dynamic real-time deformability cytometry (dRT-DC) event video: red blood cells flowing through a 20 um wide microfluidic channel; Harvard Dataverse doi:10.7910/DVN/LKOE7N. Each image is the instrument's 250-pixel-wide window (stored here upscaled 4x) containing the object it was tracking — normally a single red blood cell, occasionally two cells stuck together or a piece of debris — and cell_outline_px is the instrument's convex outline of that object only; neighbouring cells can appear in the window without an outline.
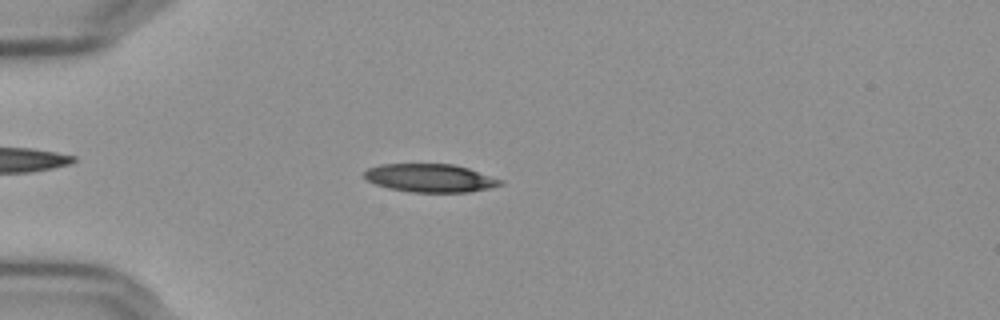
{"species": "Egyptian fruit bat (a non-hibernating species)", "species_latin": "Rousettus aegyptiacus", "temperature_condition": "cold", "stored_images_in_passage": 56, "camera_frame_rate_fps": 3000, "um_per_image_px": 0.085, "frame": {"image": 1, "passage_image": 16, "time_ms": 5.0, "image_size_px": [1000, 320], "cell_outline_px": [[504, 184], [488, 188], [468, 192], [408, 192], [388, 188], [376, 184], [368, 180], [364, 176], [364, 172], [368, 168], [380, 164], [452, 164], [468, 168], [504, 180]], "centroid_in_image_um": [36.57, 15.13], "position_along_channel_um": 48.4, "area_um2": 22.37}}
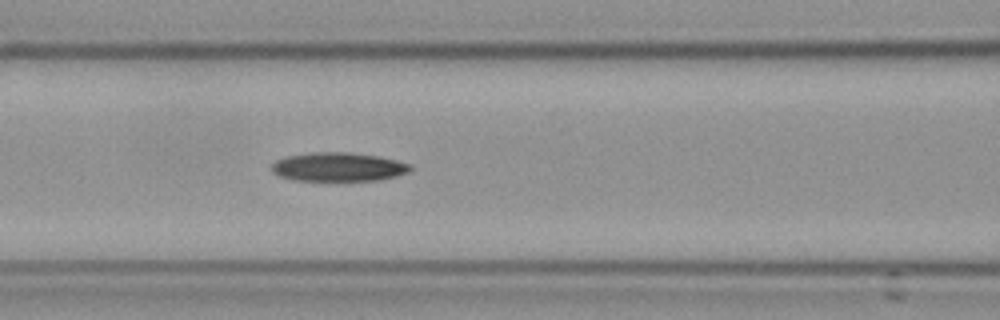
{"frame": {"image": 2, "passage_image": 25, "time_ms": 8.0, "image_size_px": [1000, 320], "cell_outline_px": [[412, 168], [408, 172], [396, 176], [380, 180], [292, 180], [280, 176], [272, 172], [272, 164], [276, 160], [288, 156], [316, 152], [348, 152], [380, 156], [412, 164]], "centroid_in_image_um": [28.79, 14.18], "position_along_channel_um": 137.8, "area_um2": 23.24}}
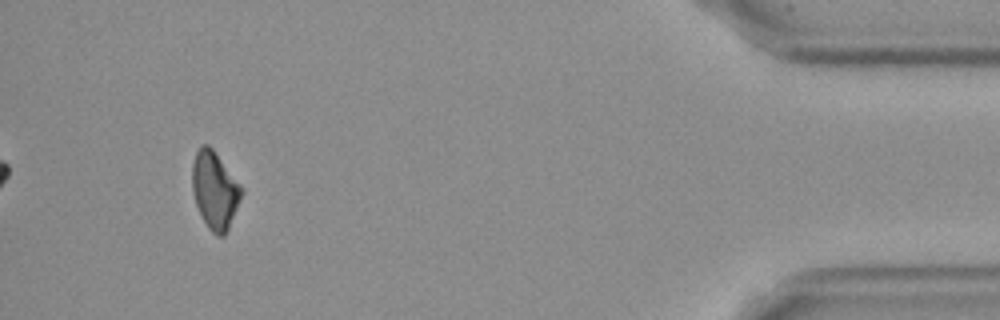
{"frame": {"image": 3, "passage_image": 53, "time_ms": 17.333, "image_size_px": [1000, 320], "cell_outline_px": [[244, 192], [228, 228], [224, 236], [216, 236], [208, 228], [200, 216], [192, 192], [192, 164], [196, 152], [200, 144], [208, 144], [212, 148], [244, 188]], "centroid_in_image_um": [18.25, 16.16], "position_along_channel_um": 416.9, "area_um2": 22.43}, "authors_computed_cell_mechanics": {"area_um2": 22.542, "velocity_mm_per_s": 3.6437, "shape_relaxation_time_tau1_ms": 6.0248, "shape_relaxation_time_tau2_ms": null, "deformation_change_tau1": 0.1162, "deformation_change_tau2": null}}